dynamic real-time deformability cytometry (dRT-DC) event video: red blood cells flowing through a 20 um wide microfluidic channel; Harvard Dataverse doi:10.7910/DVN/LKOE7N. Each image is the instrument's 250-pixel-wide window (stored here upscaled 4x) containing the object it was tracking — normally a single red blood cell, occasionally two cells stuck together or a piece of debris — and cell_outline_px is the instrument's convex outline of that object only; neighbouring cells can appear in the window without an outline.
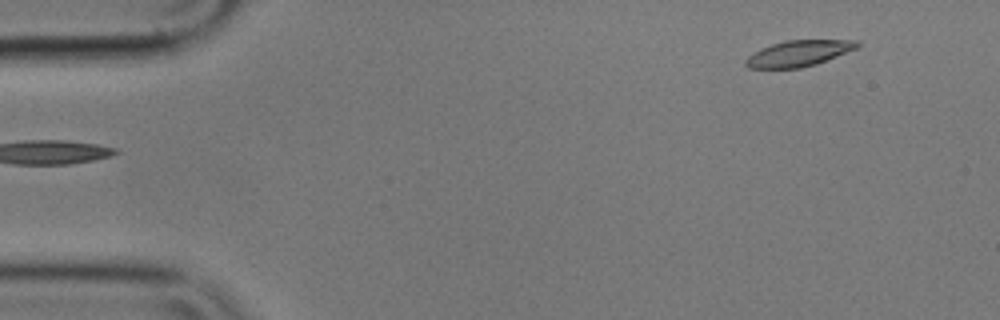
{"species": "common noctule bat (a hibernating species)", "species_latin": "Nyctalus noctula", "temperature_condition": "cold", "stored_images_in_passage": 52, "camera_frame_rate_fps": 3000, "um_per_image_px": 0.085, "animal": {"sex": "male", "body_mass_g": 17.9}, "frame": {"image": 1, "passage_image": 1, "time_ms": 0.0, "image_size_px": [1000, 320], "cell_outline_px": [[860, 44], [856, 48], [816, 64], [800, 68], [748, 68], [744, 64], [744, 60], [748, 56], [760, 48], [784, 40], [860, 40]], "centroid_in_image_um": [67.84, 4.53], "position_along_channel_um": 17.2, "area_um2": 16.82}}
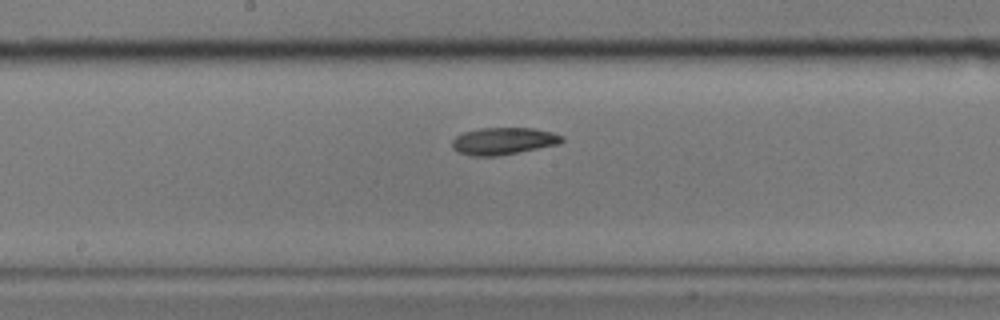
{"frame": {"image": 2, "passage_image": 25, "time_ms": 8.0, "image_size_px": [1000, 320], "cell_outline_px": [[564, 140], [560, 144], [496, 156], [472, 156], [460, 152], [452, 148], [452, 140], [456, 136], [464, 132], [480, 128], [532, 128], [552, 132], [564, 136]], "centroid_in_image_um": [42.8, 11.98], "position_along_channel_um": 205.4, "area_um2": 17.28}}
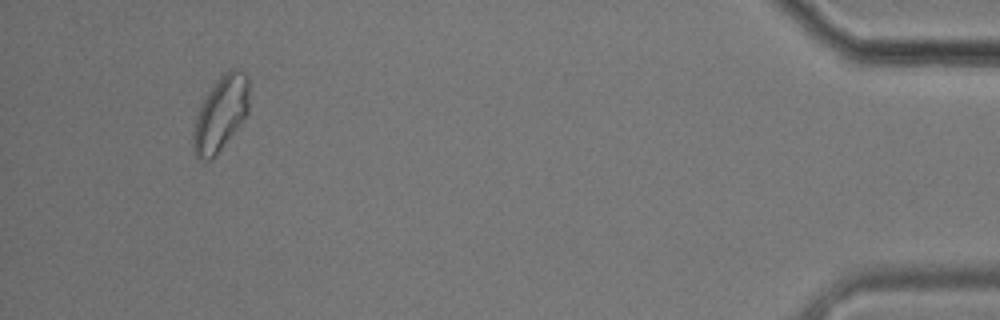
{"frame": {"image": 3, "passage_image": 49, "time_ms": 16.0, "image_size_px": [1000, 320], "cell_outline_px": [[248, 112], [216, 156], [212, 160], [200, 160], [196, 156], [192, 148], [192, 132], [196, 116], [212, 84], [228, 68], [236, 68], [244, 72], [248, 76]], "centroid_in_image_um": [18.74, 9.66], "position_along_channel_um": 416.5, "area_um2": 24.33}}